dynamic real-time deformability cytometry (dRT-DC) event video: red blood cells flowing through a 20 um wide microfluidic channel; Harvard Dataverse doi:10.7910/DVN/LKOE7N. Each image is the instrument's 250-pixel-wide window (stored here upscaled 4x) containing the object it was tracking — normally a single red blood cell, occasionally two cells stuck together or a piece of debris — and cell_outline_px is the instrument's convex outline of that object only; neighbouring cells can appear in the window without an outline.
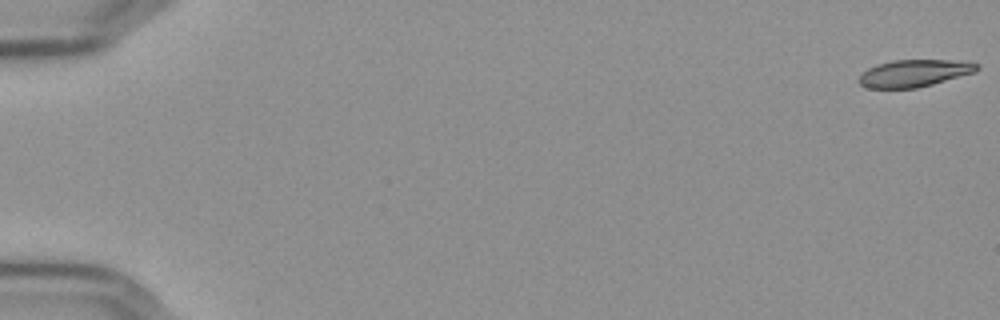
{"species": "Egyptian fruit bat (a non-hibernating species)", "species_latin": "Rousettus aegyptiacus", "temperature_condition": "cold", "stored_images_in_passage": 17, "camera_frame_rate_fps": 3000, "um_per_image_px": 0.085, "frame": {"image": 1, "passage_image": 1, "time_ms": 0.0, "image_size_px": [1000, 320], "cell_outline_px": [[980, 68], [976, 72], [932, 84], [916, 88], [868, 88], [860, 84], [856, 80], [868, 68], [876, 64], [892, 60], [948, 60], [980, 64]], "centroid_in_image_um": [77.69, 6.22], "position_along_channel_um": 7.3, "area_um2": 18.61}}
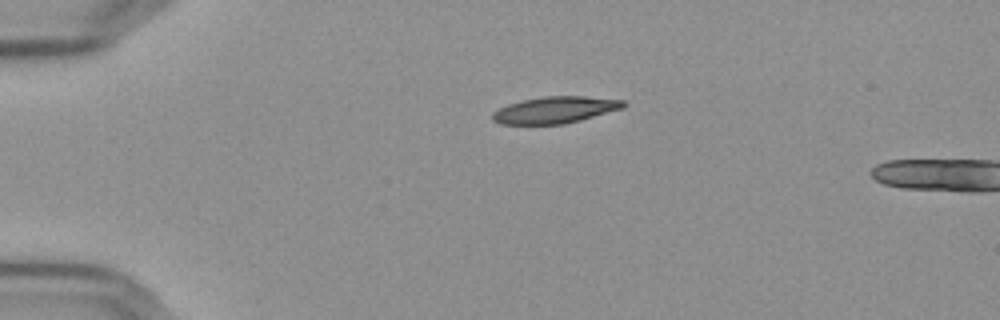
{"frame": {"image": 2, "passage_image": 14, "time_ms": 4.333, "image_size_px": [1000, 320], "cell_outline_px": [[628, 104], [624, 108], [580, 120], [564, 124], [500, 124], [492, 120], [492, 112], [508, 104], [524, 100], [544, 96], [584, 96], [624, 100]], "centroid_in_image_um": [47.21, 9.34], "position_along_channel_um": 37.8, "area_um2": 20.35}}